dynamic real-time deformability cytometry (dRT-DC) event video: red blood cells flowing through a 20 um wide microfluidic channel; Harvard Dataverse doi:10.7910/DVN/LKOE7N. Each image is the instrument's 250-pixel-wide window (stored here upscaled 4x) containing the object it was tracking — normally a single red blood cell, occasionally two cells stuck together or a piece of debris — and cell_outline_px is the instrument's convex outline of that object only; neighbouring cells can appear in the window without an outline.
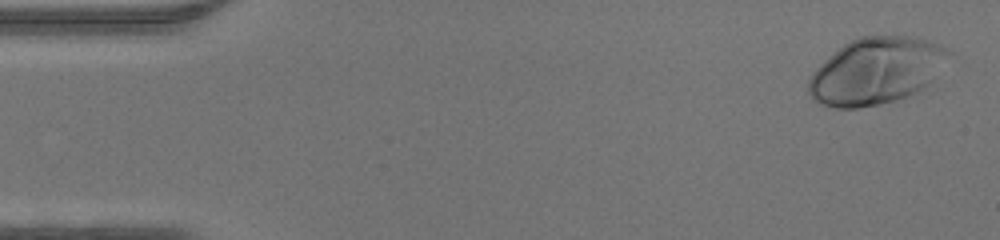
{"species": "human", "species_latin": "Homo sapiens", "temperature_condition": "warm", "stored_images_in_passage": 9, "camera_frame_rate_fps": 3000, "um_per_image_px": 0.085, "donor": {"sex": "male"}, "frame": {"image": 1, "passage_image": 2, "time_ms": 0.333, "image_size_px": [1000, 240], "cell_outline_px": [[952, 52], [932, 80], [920, 92], [896, 100], [880, 104], [856, 108], [836, 108], [820, 104], [812, 100], [808, 92], [808, 80], [812, 72], [824, 60], [844, 44], [860, 36], [916, 36], [940, 44]], "centroid_in_image_um": [74.47, 6.03], "position_along_channel_um": 10.5, "area_um2": 54.62}}